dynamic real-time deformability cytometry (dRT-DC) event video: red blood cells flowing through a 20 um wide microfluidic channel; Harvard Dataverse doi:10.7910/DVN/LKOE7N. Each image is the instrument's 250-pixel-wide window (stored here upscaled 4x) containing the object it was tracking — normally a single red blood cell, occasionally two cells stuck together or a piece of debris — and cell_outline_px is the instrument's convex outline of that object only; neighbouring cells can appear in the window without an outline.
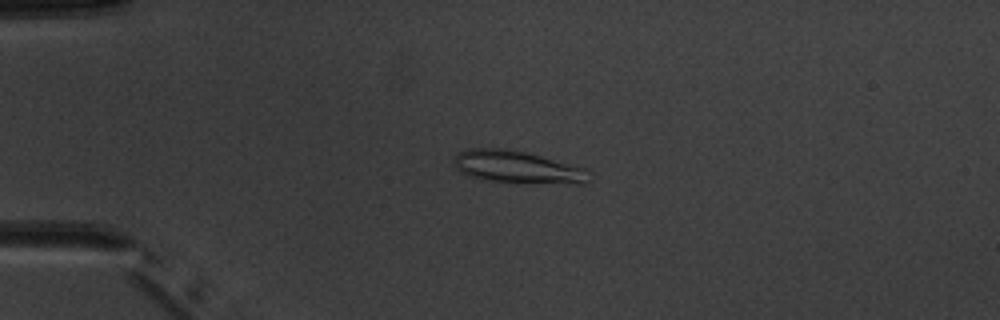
{"species": "common noctule bat (a hibernating species)", "species_latin": "Nyctalus noctula", "temperature_condition": "warm", "stored_images_in_passage": 1, "camera_frame_rate_fps": 3000, "um_per_image_px": 0.085, "animal": {"sex": "male", "body_mass_g": 20.1, "forearm_length_mm": 53.5}, "frame": {"image": 1, "passage_image": 1, "time_ms": 0.0, "image_size_px": [1000, 320], "cell_outline_px": [[592, 172], [588, 184], [568, 184], [488, 180], [468, 176], [460, 172], [456, 168], [452, 160], [460, 152], [468, 148], [508, 148], [588, 168]], "centroid_in_image_um": [44.04, 14.2], "position_along_channel_um": 41.0, "area_um2": 25.66}}